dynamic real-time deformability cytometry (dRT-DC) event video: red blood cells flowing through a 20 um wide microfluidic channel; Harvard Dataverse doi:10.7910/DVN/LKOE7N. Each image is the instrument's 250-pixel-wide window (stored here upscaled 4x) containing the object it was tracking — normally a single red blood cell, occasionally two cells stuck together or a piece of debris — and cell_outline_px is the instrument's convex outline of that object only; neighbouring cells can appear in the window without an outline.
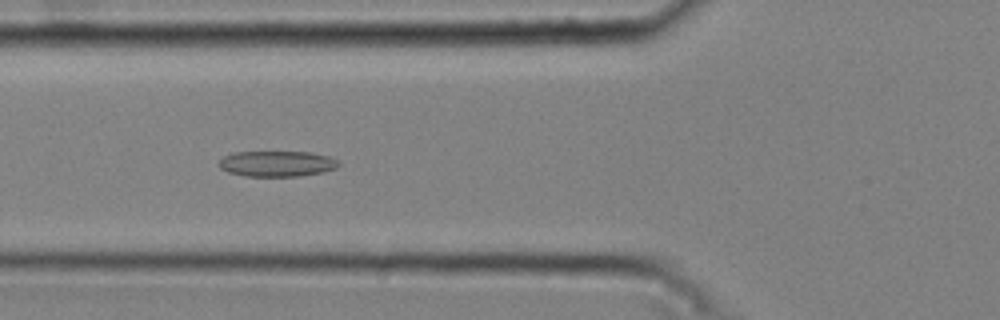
{"species": "common noctule bat (a hibernating species)", "species_latin": "Nyctalus noctula", "temperature_condition": "cold", "stored_images_in_passage": 41, "camera_frame_rate_fps": 3000, "um_per_image_px": 0.085, "animal": {"sex": "male", "body_mass_g": 20.4}, "frame": {"image": 1, "passage_image": 10, "time_ms": 3.0, "image_size_px": [1000, 320], "cell_outline_px": [[340, 164], [336, 168], [324, 172], [296, 176], [244, 176], [228, 172], [220, 168], [216, 164], [224, 156], [232, 152], [308, 152], [328, 156], [336, 160]], "centroid_in_image_um": [23.49, 13.91], "position_along_channel_um": 102.3, "area_um2": 17.92}}
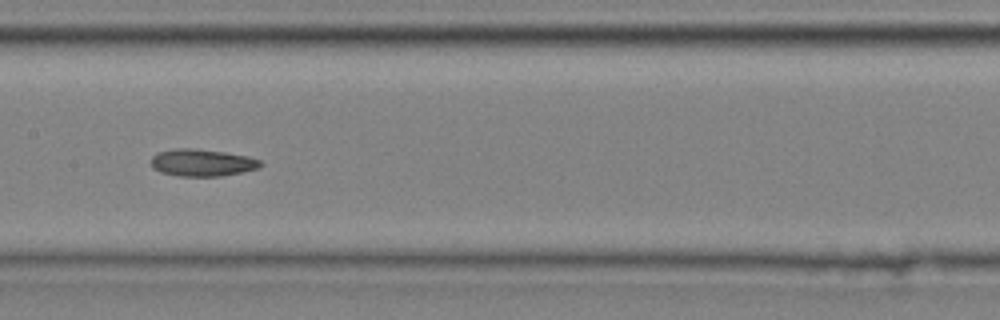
{"frame": {"image": 2, "passage_image": 17, "time_ms": 5.333, "image_size_px": [1000, 320], "cell_outline_px": [[264, 164], [256, 168], [240, 172], [220, 176], [176, 176], [160, 172], [152, 168], [152, 156], [156, 152], [176, 148], [196, 148], [224, 152], [248, 156], [260, 160]], "centroid_in_image_um": [17.14, 13.82], "position_along_channel_um": 190.3, "area_um2": 17.34}}
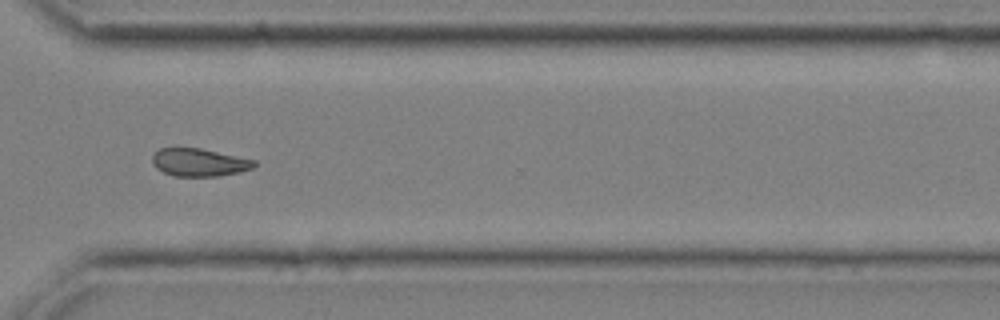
{"frame": {"image": 3, "passage_image": 30, "time_ms": 9.667, "image_size_px": [1000, 320], "cell_outline_px": [[256, 164], [252, 168], [240, 172], [220, 176], [172, 176], [156, 168], [152, 164], [152, 156], [160, 148], [200, 148], [256, 160]], "centroid_in_image_um": [16.93, 13.81], "position_along_channel_um": 353.7, "area_um2": 16.53}, "authors_computed_cell_mechanics": {"area_um2": 17.1666, "velocity_mm_per_s": 3.7619, "shape_relaxation_time_tau1_ms": 8.1899, "shape_relaxation_time_tau2_ms": 4.3941, "deformation_change_tau1": 0.1468, "deformation_change_tau2": 0.1089}}